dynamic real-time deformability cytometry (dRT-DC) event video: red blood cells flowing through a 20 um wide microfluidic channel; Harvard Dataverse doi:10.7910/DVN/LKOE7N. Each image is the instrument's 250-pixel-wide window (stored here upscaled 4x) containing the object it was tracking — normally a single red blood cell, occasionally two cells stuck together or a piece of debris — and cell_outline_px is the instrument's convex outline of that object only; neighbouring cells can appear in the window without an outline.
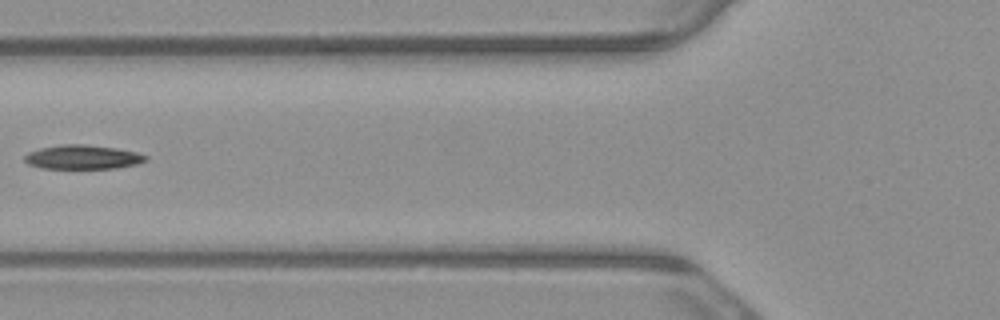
{"species": "common noctule bat (a hibernating species)", "species_latin": "Nyctalus noctula", "temperature_condition": "warm", "stored_images_in_passage": 5, "camera_frame_rate_fps": 3000, "um_per_image_px": 0.085, "animal": {"sex": "male", "body_mass_g": 23.1, "forearm_length_mm": 52.7}, "frame": {"image": 1, "passage_image": 5, "time_ms": 1.333, "image_size_px": [1000, 320], "cell_outline_px": [[148, 160], [136, 164], [116, 168], [40, 168], [28, 164], [24, 160], [24, 156], [28, 152], [40, 148], [64, 144], [84, 144], [116, 148], [136, 152], [148, 156]], "centroid_in_image_um": [7.02, 13.35], "position_along_channel_um": 118.8, "area_um2": 16.99}}